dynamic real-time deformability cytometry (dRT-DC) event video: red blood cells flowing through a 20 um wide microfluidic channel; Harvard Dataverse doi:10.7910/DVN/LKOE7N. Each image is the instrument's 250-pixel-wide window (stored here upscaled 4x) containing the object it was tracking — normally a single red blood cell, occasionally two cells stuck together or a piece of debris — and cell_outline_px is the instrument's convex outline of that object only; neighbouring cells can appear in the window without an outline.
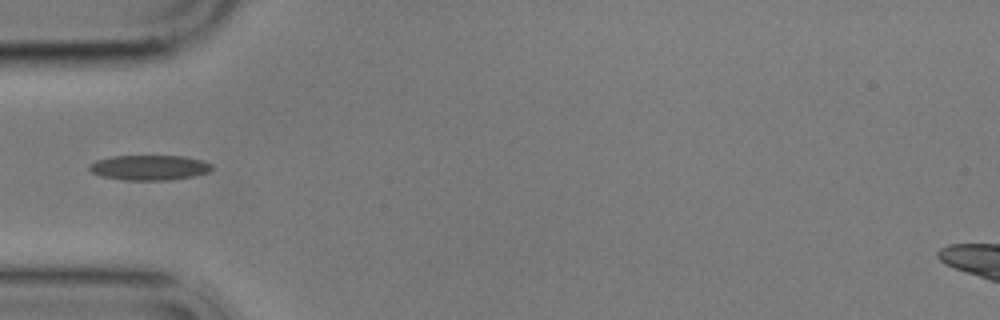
{"species": "common noctule bat (a hibernating species)", "species_latin": "Nyctalus noctula", "temperature_condition": "cold", "stored_images_in_passage": 12, "camera_frame_rate_fps": 3000, "um_per_image_px": 0.085, "animal": {"sex": "male", "body_mass_g": 17.9}, "frame": {"image": 1, "passage_image": 4, "time_ms": 4.333, "image_size_px": [1000, 320], "cell_outline_px": [[212, 168], [208, 172], [192, 176], [168, 180], [124, 180], [100, 176], [92, 172], [88, 168], [88, 164], [96, 160], [112, 156], [184, 156], [200, 160], [212, 164]], "centroid_in_image_um": [12.65, 14.24], "position_along_channel_um": 72.4, "area_um2": 17.86}}
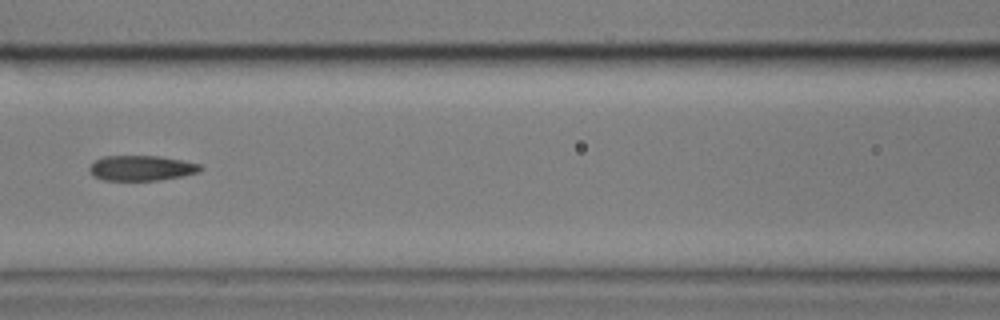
{"frame": {"image": 2, "passage_image": 6, "time_ms": 6.667, "image_size_px": [1000, 320], "cell_outline_px": [[204, 168], [200, 172], [160, 180], [100, 180], [92, 176], [88, 168], [96, 160], [104, 156], [160, 156], [200, 164]], "centroid_in_image_um": [12.01, 14.29], "position_along_channel_um": 154.6, "area_um2": 16.3}}
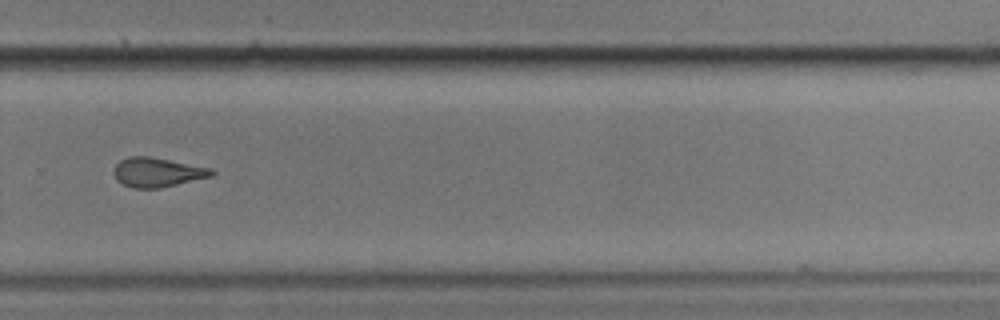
{"frame": {"image": 3, "passage_image": 10, "time_ms": 11.333, "image_size_px": [1000, 320], "cell_outline_px": [[216, 172], [212, 176], [160, 188], [132, 188], [116, 180], [112, 172], [116, 164], [120, 160], [128, 156], [148, 156], [212, 168]], "centroid_in_image_um": [13.35, 14.64], "position_along_channel_um": 316.4, "area_um2": 16.76}, "authors_computed_cell_mechanics": {"area_um2": 16.9643, "velocity_mm_per_s": 3.4882, "shape_relaxation_time_tau1_ms": null, "shape_relaxation_time_tau2_ms": 4.2245, "deformation_change_tau1": null, "deformation_change_tau2": 0.1286}}